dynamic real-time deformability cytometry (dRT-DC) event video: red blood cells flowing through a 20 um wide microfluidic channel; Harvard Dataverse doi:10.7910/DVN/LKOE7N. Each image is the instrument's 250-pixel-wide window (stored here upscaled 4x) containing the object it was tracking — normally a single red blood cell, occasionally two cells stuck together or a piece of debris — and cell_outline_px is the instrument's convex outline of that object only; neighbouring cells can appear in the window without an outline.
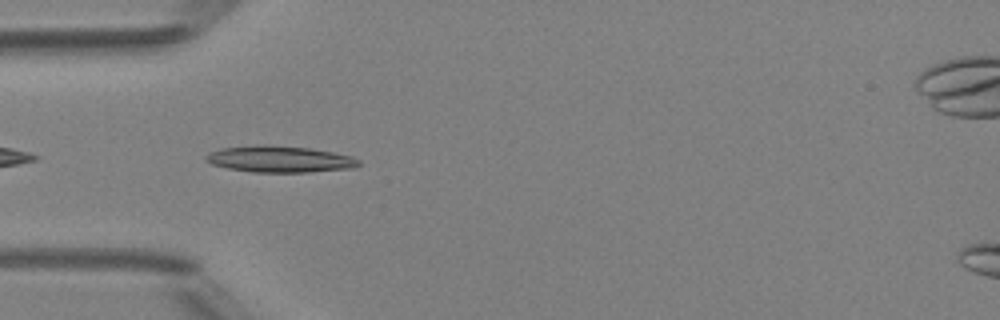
{"species": "Egyptian fruit bat (a non-hibernating species)", "species_latin": "Rousettus aegyptiacus", "temperature_condition": "room temperature", "stored_images_in_passage": 35, "camera_frame_rate_fps": 3000, "um_per_image_px": 0.085, "animal": {"sex": "female"}, "frame": {"image": 1, "passage_image": 2, "time_ms": 0.333, "image_size_px": [1000, 320], "cell_outline_px": [[360, 164], [352, 168], [308, 172], [252, 172], [228, 168], [212, 164], [204, 160], [204, 156], [208, 152], [220, 148], [260, 144], [264, 144], [308, 148], [332, 152], [352, 156], [360, 160]], "centroid_in_image_um": [23.72, 13.52], "position_along_channel_um": 61.3, "area_um2": 23.64}}
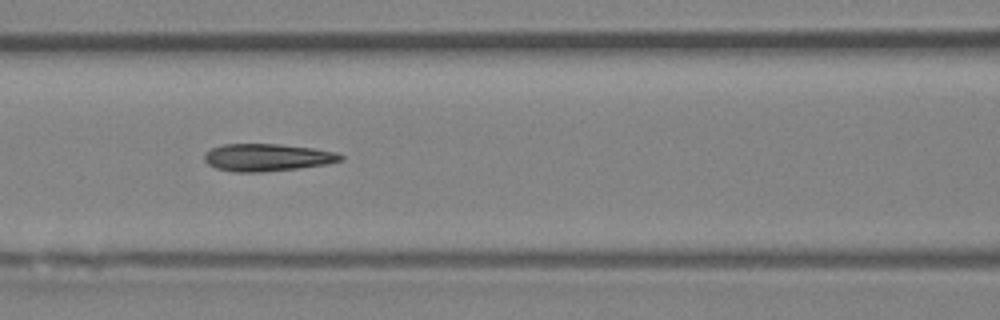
{"frame": {"image": 2, "passage_image": 8, "time_ms": 2.333, "image_size_px": [1000, 320], "cell_outline_px": [[344, 160], [328, 164], [296, 168], [260, 172], [236, 172], [216, 168], [208, 164], [204, 160], [204, 156], [212, 148], [224, 144], [280, 144], [312, 148], [336, 152], [344, 156]], "centroid_in_image_um": [22.74, 13.38], "position_along_channel_um": 143.9, "area_um2": 21.62}}
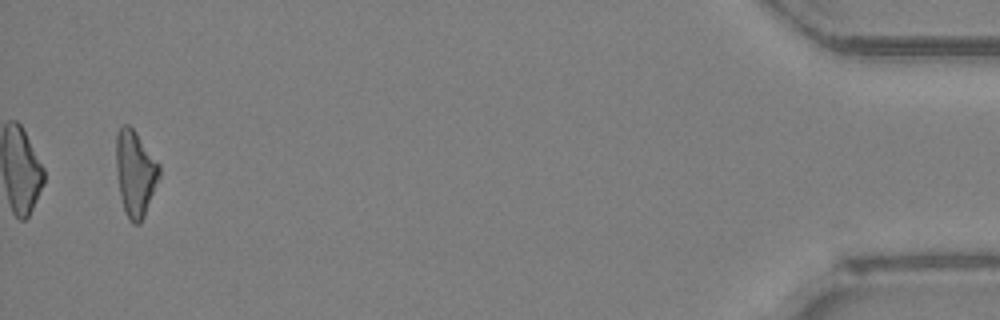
{"frame": {"image": 3, "passage_image": 34, "time_ms": 11.0, "image_size_px": [1000, 320], "cell_outline_px": [[160, 176], [144, 216], [140, 224], [132, 224], [128, 220], [120, 196], [116, 168], [116, 132], [124, 124], [128, 124], [136, 132], [160, 164]], "centroid_in_image_um": [11.49, 14.73], "position_along_channel_um": 423.7, "area_um2": 21.62}, "authors_computed_cell_mechanics": {"area_um2": 21.4438, "velocity_mm_per_s": 4.2379, "shape_relaxation_time_tau1_ms": 5.2084, "shape_relaxation_time_tau2_ms": 2.7398, "deformation_change_tau1": 0.197, "deformation_change_tau2": 0.1414}}